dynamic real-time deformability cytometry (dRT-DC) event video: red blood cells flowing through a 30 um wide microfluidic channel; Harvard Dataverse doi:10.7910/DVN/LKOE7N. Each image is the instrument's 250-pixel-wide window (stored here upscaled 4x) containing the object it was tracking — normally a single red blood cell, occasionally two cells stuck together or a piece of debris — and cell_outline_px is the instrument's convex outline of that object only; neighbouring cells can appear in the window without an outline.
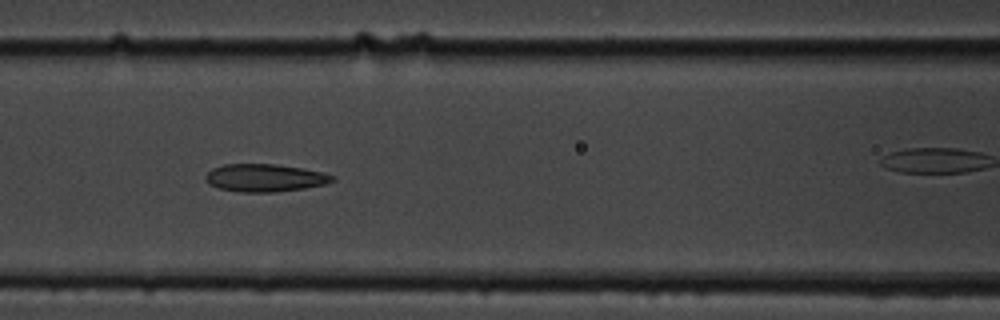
{"species": "common noctule bat (a hibernating species)", "species_latin": "Nyctalus noctula", "temperature_condition": "cold", "stored_images_in_passage": 16, "camera_frame_rate_fps": 3000, "um_per_image_px": 0.085, "animal": {"sex": "male", "body_mass_g": 19.5, "forearm_length_mm": 54.6}, "frame": {"image": 1, "passage_image": 7, "time_ms": 7.667, "image_size_px": [1000, 320], "cell_outline_px": [[336, 180], [324, 184], [304, 188], [276, 192], [240, 192], [220, 188], [208, 184], [204, 176], [212, 168], [224, 164], [276, 164], [324, 172], [336, 176]], "centroid_in_image_um": [22.52, 15.11], "position_along_channel_um": 144.1, "area_um2": 20.52}}
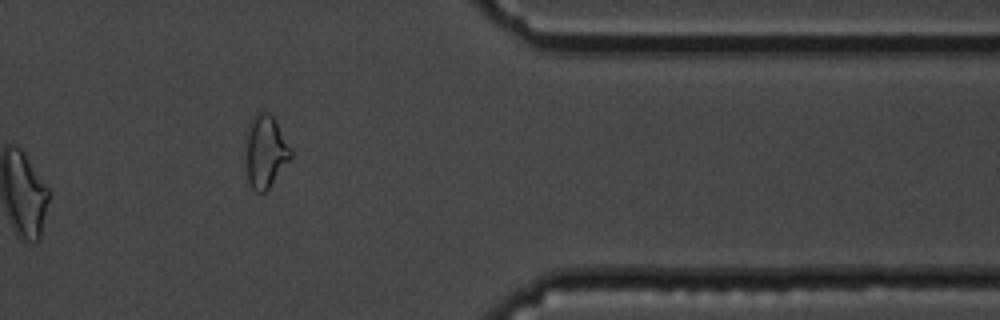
{"frame": {"image": 2, "passage_image": 14, "time_ms": 16.667, "image_size_px": [1000, 320], "cell_outline_px": [[292, 156], [268, 188], [264, 192], [256, 192], [252, 188], [248, 180], [248, 124], [256, 112], [268, 112], [276, 120], [292, 148]], "centroid_in_image_um": [22.61, 12.84], "position_along_channel_um": 388.8, "area_um2": 18.5}, "authors_computed_cell_mechanics": {"area_um2": 20.7791, "velocity_mm_per_s": 3.5279, "shape_relaxation_time_tau1_ms": 3.5962, "shape_relaxation_time_tau2_ms": 7.0859, "deformation_change_tau1": 0.1272, "deformation_change_tau2": 0.14}}